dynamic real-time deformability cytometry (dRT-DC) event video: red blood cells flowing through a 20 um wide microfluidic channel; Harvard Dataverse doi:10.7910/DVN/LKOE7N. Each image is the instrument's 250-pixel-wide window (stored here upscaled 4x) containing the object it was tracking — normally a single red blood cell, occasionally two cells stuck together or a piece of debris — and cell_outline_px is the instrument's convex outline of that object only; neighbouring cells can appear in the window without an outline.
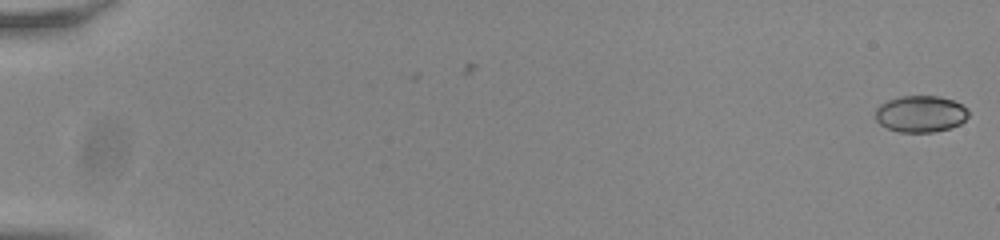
{"species": "common noctule bat (a hibernating species)", "species_latin": "Nyctalus noctula", "temperature_condition": "room temperature", "stored_images_in_passage": 3, "camera_frame_rate_fps": 3000, "um_per_image_px": 0.085, "animal": {"sex": "male", "body_mass_g": 20.0, "forearm_length_mm": 53.3}, "frame": {"image": 1, "passage_image": 3, "time_ms": 0.667, "image_size_px": [1000, 240], "cell_outline_px": [[968, 116], [960, 124], [948, 128], [932, 132], [900, 132], [888, 128], [880, 124], [876, 120], [876, 108], [880, 104], [888, 100], [900, 96], [940, 96], [952, 100], [968, 108]], "centroid_in_image_um": [78.24, 9.67], "position_along_channel_um": 6.8, "area_um2": 19.77}}